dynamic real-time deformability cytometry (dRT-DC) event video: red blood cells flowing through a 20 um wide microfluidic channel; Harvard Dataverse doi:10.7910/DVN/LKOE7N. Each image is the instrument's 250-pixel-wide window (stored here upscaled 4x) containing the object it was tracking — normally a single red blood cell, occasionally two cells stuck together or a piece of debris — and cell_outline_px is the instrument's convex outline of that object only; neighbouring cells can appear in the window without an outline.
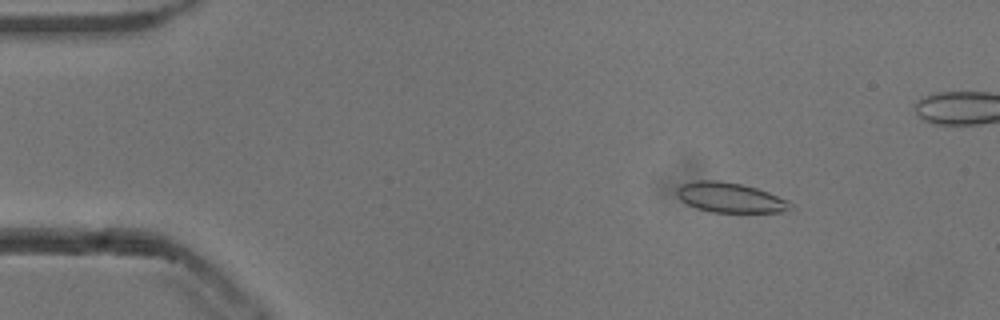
{"species": "common noctule bat (a hibernating species)", "species_latin": "Nyctalus noctula", "temperature_condition": "cold", "stored_images_in_passage": 51, "camera_frame_rate_fps": 3000, "um_per_image_px": 0.085, "animal": {"sex": "male", "body_mass_g": 13.3}, "frame": {"image": 1, "passage_image": 4, "time_ms": 1.0, "image_size_px": [1000, 320], "cell_outline_px": [[792, 208], [780, 212], [712, 212], [696, 208], [680, 200], [676, 192], [676, 188], [680, 184], [696, 180], [716, 180], [740, 184], [756, 188], [768, 192], [788, 200], [792, 204]], "centroid_in_image_um": [62.03, 16.79], "position_along_channel_um": 23.0, "area_um2": 19.77}}
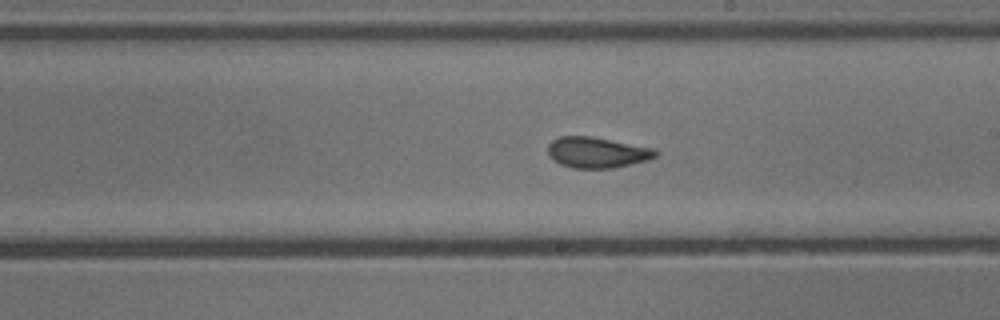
{"frame": {"image": 2, "passage_image": 27, "time_ms": 8.667, "image_size_px": [1000, 320], "cell_outline_px": [[660, 152], [656, 156], [648, 160], [612, 168], [572, 168], [560, 164], [548, 152], [548, 144], [556, 136], [592, 136], [652, 148]], "centroid_in_image_um": [50.74, 12.95], "position_along_channel_um": 238.3, "area_um2": 19.19}}
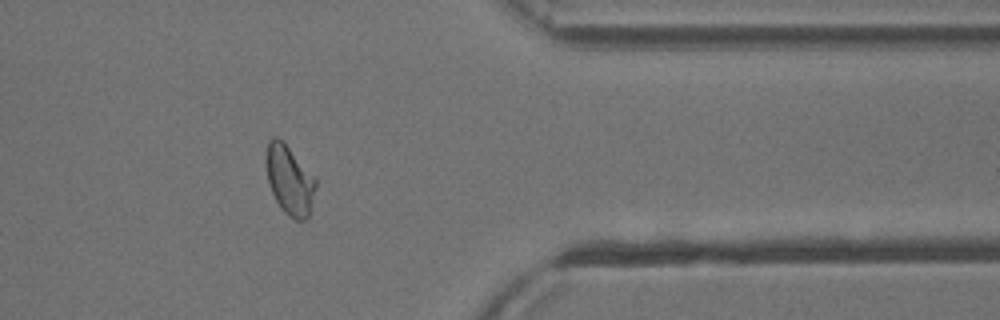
{"frame": {"image": 3, "passage_image": 40, "time_ms": 13.0, "image_size_px": [1000, 320], "cell_outline_px": [[316, 188], [312, 204], [308, 216], [304, 220], [296, 220], [288, 216], [280, 208], [272, 192], [268, 180], [264, 160], [268, 140], [272, 136], [276, 136], [288, 148], [316, 180]], "centroid_in_image_um": [24.57, 15.33], "position_along_channel_um": 386.8, "area_um2": 19.71}, "authors_computed_cell_mechanics": {"area_um2": 19.7676, "velocity_mm_per_s": 3.8255, "shape_relaxation_time_tau1_ms": 6.0718, "shape_relaxation_time_tau2_ms": 1.2634, "deformation_change_tau1": 0.1256, "deformation_change_tau2": 0.054}}